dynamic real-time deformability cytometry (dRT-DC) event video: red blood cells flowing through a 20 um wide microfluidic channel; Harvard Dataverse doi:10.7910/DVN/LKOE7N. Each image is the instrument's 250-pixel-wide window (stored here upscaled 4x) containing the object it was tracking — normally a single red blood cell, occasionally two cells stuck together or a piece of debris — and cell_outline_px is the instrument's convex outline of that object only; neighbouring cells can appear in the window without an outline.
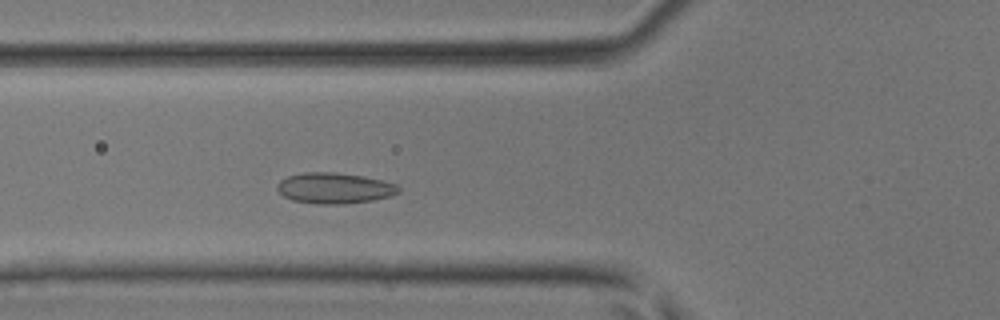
{"species": "common noctule bat (a hibernating species)", "species_latin": "Nyctalus noctula", "temperature_condition": "room temperature", "stored_images_in_passage": 40, "camera_frame_rate_fps": 3000, "um_per_image_px": 0.085, "animal": {"sex": "male", "body_mass_g": 17.9, "forearm_length_mm": 54.2}, "frame": {"image": 1, "passage_image": 11, "time_ms": 3.333, "image_size_px": [1000, 320], "cell_outline_px": [[400, 192], [392, 196], [372, 200], [344, 204], [316, 204], [292, 200], [284, 196], [276, 188], [276, 184], [280, 180], [288, 176], [304, 172], [336, 172], [364, 176], [396, 184], [400, 188]], "centroid_in_image_um": [28.42, 15.99], "position_along_channel_um": 97.4, "area_um2": 21.91}}
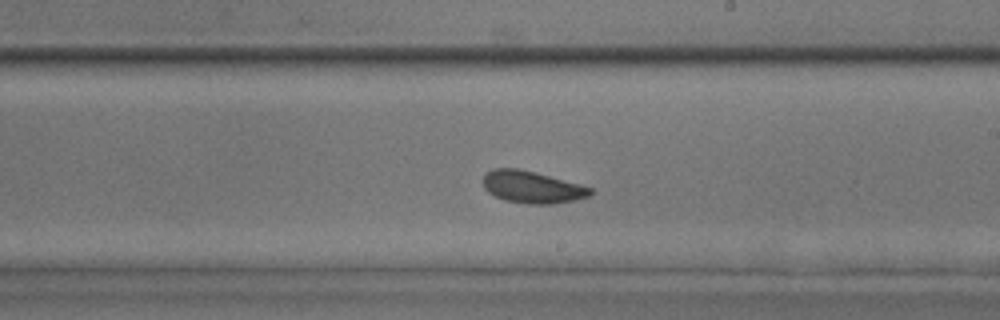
{"frame": {"image": 2, "passage_image": 21, "time_ms": 6.667, "image_size_px": [1000, 320], "cell_outline_px": [[592, 192], [588, 196], [572, 200], [552, 204], [528, 204], [504, 200], [488, 192], [484, 188], [484, 172], [492, 168], [520, 168], [536, 172], [580, 184], [592, 188]], "centroid_in_image_um": [45.19, 15.88], "position_along_channel_um": 243.8, "area_um2": 20.06}}
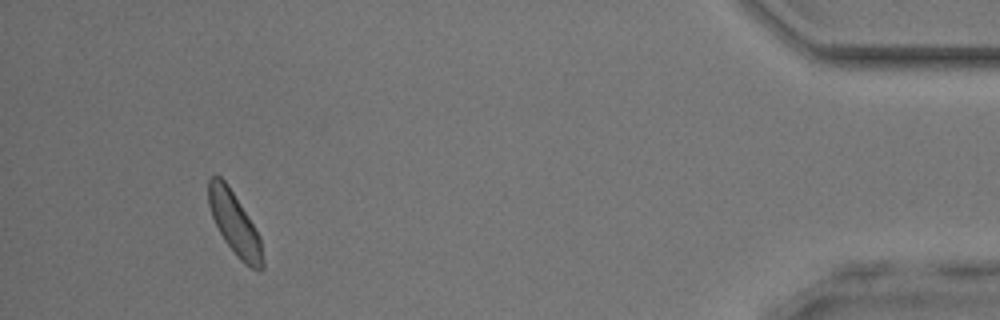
{"frame": {"image": 3, "passage_image": 37, "time_ms": 12.0, "image_size_px": [1000, 320], "cell_outline_px": [[264, 268], [260, 272], [244, 264], [236, 256], [224, 240], [212, 216], [208, 204], [208, 180], [212, 176], [220, 176], [228, 184], [248, 216], [260, 236], [264, 260]], "centroid_in_image_um": [19.96, 19.04], "position_along_channel_um": 415.2, "area_um2": 19.77}}